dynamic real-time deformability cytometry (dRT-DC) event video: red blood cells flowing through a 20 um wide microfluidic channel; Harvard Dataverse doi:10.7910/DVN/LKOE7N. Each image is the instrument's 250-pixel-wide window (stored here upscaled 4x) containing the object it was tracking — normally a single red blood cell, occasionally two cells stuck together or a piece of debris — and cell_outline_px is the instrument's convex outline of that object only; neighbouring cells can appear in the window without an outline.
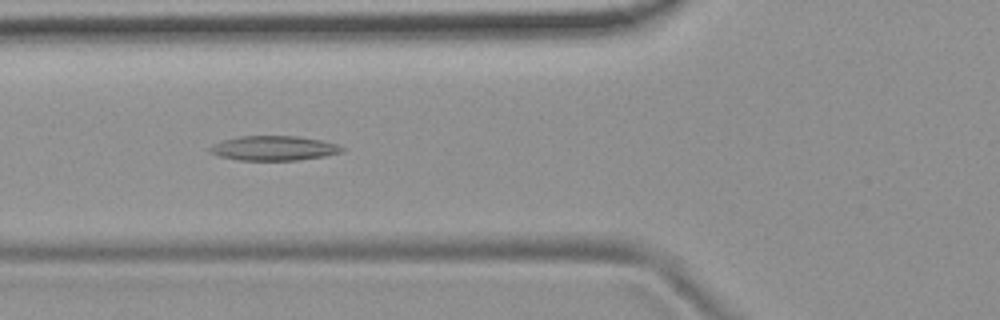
{"species": "common noctule bat (a hibernating species)", "species_latin": "Nyctalus noctula", "temperature_condition": "room temperature", "stored_images_in_passage": 6, "camera_frame_rate_fps": 3000, "um_per_image_px": 0.085, "animal": {"sex": "female", "body_mass_g": 19.9}, "frame": {"image": 1, "passage_image": 2, "time_ms": 1.0, "image_size_px": [1000, 320], "cell_outline_px": [[344, 152], [324, 156], [296, 160], [236, 160], [220, 156], [208, 152], [208, 148], [220, 140], [240, 136], [296, 136], [320, 140], [336, 144], [344, 148]], "centroid_in_image_um": [23.23, 12.59], "position_along_channel_um": 102.6, "area_um2": 18.96}}
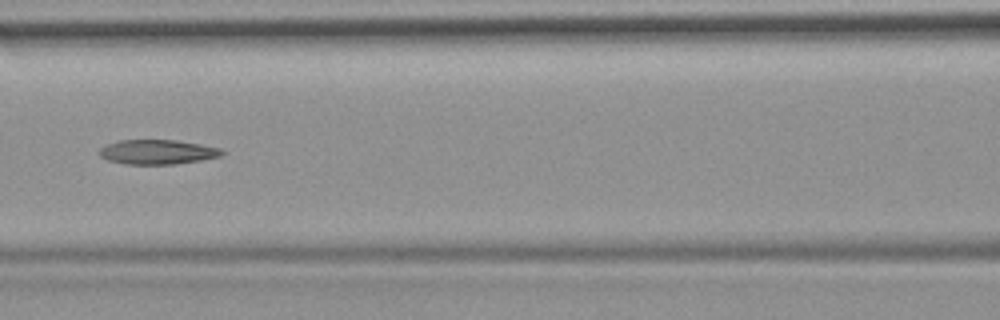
{"frame": {"image": 2, "passage_image": 3, "time_ms": 2.333, "image_size_px": [1000, 320], "cell_outline_px": [[228, 152], [220, 156], [200, 160], [176, 164], [128, 164], [108, 160], [100, 156], [100, 148], [108, 144], [120, 140], [176, 140], [200, 144], [220, 148]], "centroid_in_image_um": [13.43, 12.91], "position_along_channel_um": 153.2, "area_um2": 17.46}}
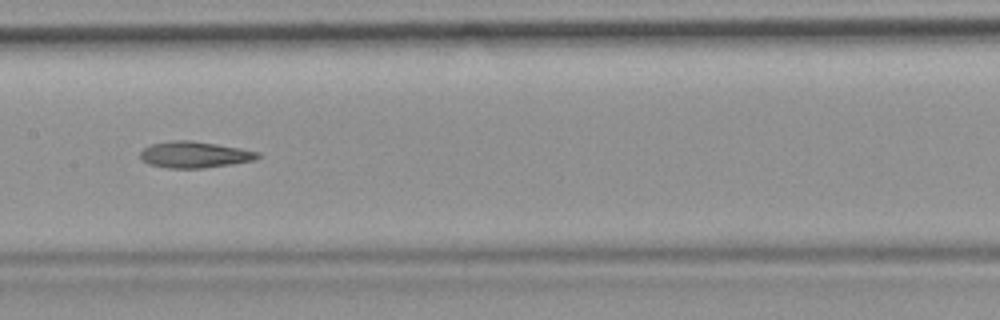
{"frame": {"image": 3, "passage_image": 4, "time_ms": 3.333, "image_size_px": [1000, 320], "cell_outline_px": [[260, 156], [256, 160], [232, 164], [204, 168], [168, 168], [148, 164], [140, 160], [140, 152], [144, 148], [152, 144], [172, 140], [188, 140], [216, 144], [240, 148], [260, 152]], "centroid_in_image_um": [16.53, 13.15], "position_along_channel_um": 190.9, "area_um2": 18.09}}